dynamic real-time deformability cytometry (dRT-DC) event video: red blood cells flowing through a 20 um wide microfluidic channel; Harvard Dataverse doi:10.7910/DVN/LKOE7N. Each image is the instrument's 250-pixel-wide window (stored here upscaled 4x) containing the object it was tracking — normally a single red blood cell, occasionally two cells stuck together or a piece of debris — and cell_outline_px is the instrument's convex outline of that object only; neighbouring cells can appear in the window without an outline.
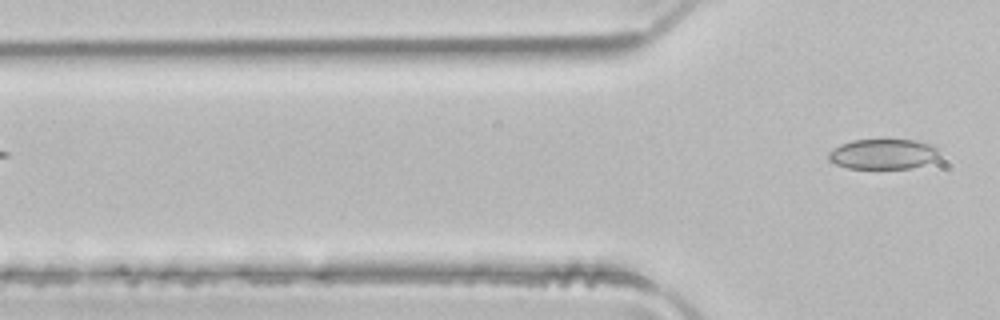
{"species": "common noctule bat (a hibernating species)", "species_latin": "Nyctalus noctula", "temperature_condition": "room temperature", "stored_images_in_passage": 4, "camera_frame_rate_fps": 3000, "um_per_image_px": 0.085, "animal": {"sex": "male", "body_mass_g": 21.5, "forearm_length_mm": 52.0}, "frame": {"image": 1, "passage_image": 4, "time_ms": 1.0, "image_size_px": [1000, 320], "cell_outline_px": [[940, 152], [932, 160], [908, 168], [848, 168], [836, 164], [828, 160], [828, 152], [840, 144], [852, 140], [916, 140], [936, 144], [940, 148]], "centroid_in_image_um": [75.06, 13.07], "position_along_channel_um": 50.7, "area_um2": 19.42}}